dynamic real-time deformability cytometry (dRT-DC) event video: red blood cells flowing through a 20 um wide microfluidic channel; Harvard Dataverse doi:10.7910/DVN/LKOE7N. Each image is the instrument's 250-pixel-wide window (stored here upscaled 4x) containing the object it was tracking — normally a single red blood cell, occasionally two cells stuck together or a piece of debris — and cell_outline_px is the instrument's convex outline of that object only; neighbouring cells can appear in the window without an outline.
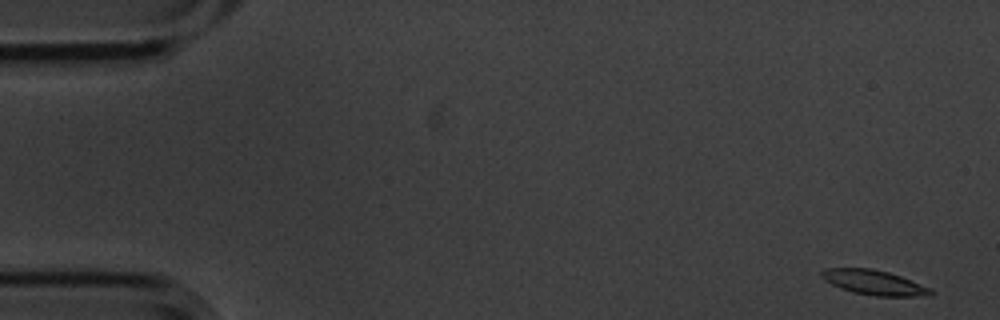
{"species": "common noctule bat (a hibernating species)", "species_latin": "Nyctalus noctula", "temperature_condition": "cold", "stored_images_in_passage": 5, "camera_frame_rate_fps": 3000, "um_per_image_px": 0.085, "animal": {"sex": "male", "body_mass_g": 20.1, "forearm_length_mm": 53.5}, "frame": {"image": 1, "passage_image": 1, "time_ms": 0.0, "image_size_px": [1000, 320], "cell_outline_px": [[936, 292], [932, 296], [876, 296], [852, 292], [840, 288], [824, 280], [820, 276], [820, 272], [824, 268], [872, 268], [888, 272], [900, 276], [932, 288]], "centroid_in_image_um": [74.32, 24.01], "position_along_channel_um": 10.7, "area_um2": 15.95}}